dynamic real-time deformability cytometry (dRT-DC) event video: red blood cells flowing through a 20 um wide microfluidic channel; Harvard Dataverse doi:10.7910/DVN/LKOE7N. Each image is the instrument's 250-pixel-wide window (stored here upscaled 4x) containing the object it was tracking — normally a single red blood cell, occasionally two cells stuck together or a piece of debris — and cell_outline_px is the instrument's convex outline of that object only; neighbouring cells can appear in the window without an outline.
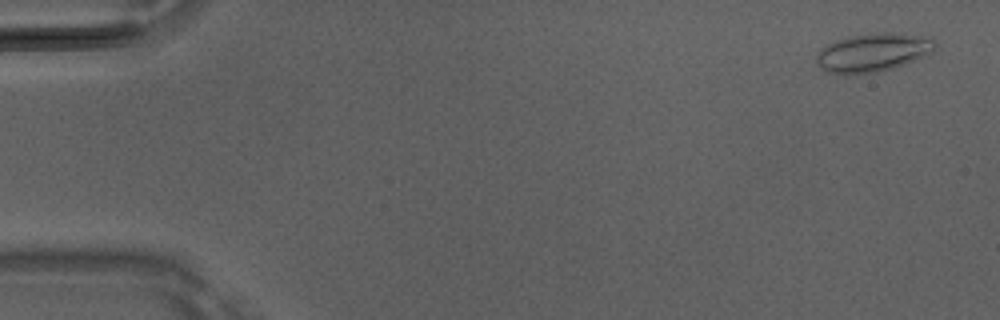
{"species": "Egyptian fruit bat (a non-hibernating species)", "species_latin": "Rousettus aegyptiacus", "temperature_condition": "room temperature", "stored_images_in_passage": 48, "camera_frame_rate_fps": 3000, "um_per_image_px": 0.085, "animal": {"sex": "male"}, "frame": {"image": 1, "passage_image": 1, "time_ms": 0.0, "image_size_px": [1000, 320], "cell_outline_px": [[936, 44], [932, 52], [892, 68], [876, 72], [848, 76], [844, 76], [828, 72], [820, 68], [816, 60], [816, 56], [820, 48], [836, 40], [848, 36], [888, 32], [892, 32], [928, 36]], "centroid_in_image_um": [74.13, 4.47], "position_along_channel_um": 10.9, "area_um2": 26.65}}
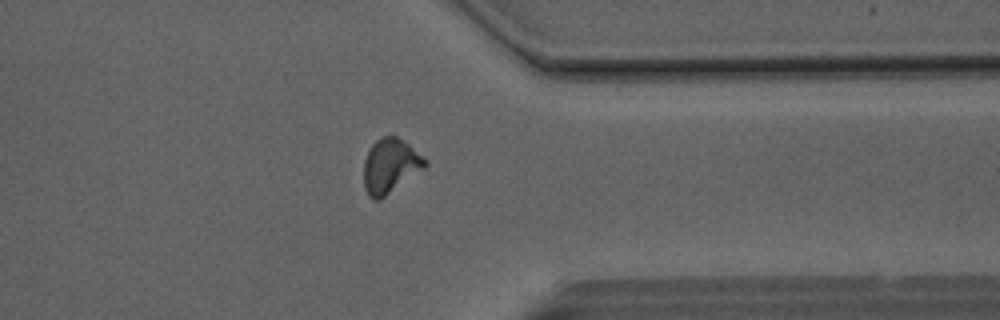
{"frame": {"image": 2, "passage_image": 38, "time_ms": 12.333, "image_size_px": [1000, 320], "cell_outline_px": [[428, 164], [424, 168], [380, 200], [372, 200], [368, 196], [364, 188], [364, 160], [372, 144], [380, 136], [396, 136], [408, 144], [428, 160]], "centroid_in_image_um": [33.16, 14.11], "position_along_channel_um": 378.2, "area_um2": 19.42}}
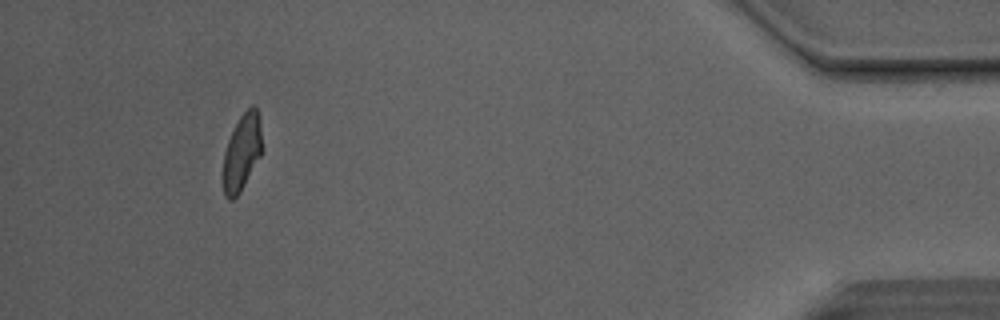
{"frame": {"image": 3, "passage_image": 45, "time_ms": 14.667, "image_size_px": [1000, 320], "cell_outline_px": [[260, 156], [240, 192], [232, 200], [228, 200], [224, 196], [224, 152], [228, 140], [240, 116], [252, 104], [256, 108], [260, 124]], "centroid_in_image_um": [20.54, 12.96], "position_along_channel_um": 414.7, "area_um2": 16.7}, "authors_computed_cell_mechanics": {"area_um2": 18.9006, "velocity_mm_per_s": 4.148, "shape_relaxation_time_tau1_ms": 4.9899, "shape_relaxation_time_tau2_ms": 1.6913, "deformation_change_tau1": 0.1544, "deformation_change_tau2": 0.0831}}